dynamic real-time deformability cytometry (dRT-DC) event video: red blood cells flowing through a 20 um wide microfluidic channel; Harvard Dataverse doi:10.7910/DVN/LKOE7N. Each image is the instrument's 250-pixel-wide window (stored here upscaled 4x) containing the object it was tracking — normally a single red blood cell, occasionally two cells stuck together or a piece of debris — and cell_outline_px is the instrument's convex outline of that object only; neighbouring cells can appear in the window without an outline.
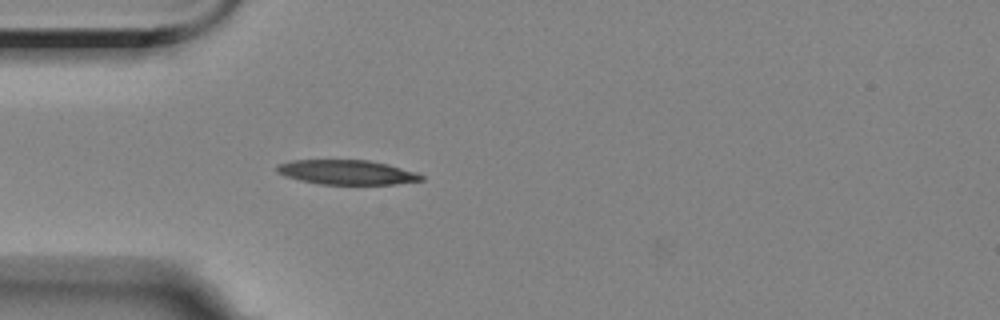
{"species": "Egyptian fruit bat (a non-hibernating species)", "species_latin": "Rousettus aegyptiacus", "temperature_condition": "room temperature", "stored_images_in_passage": 4, "camera_frame_rate_fps": 3000, "um_per_image_px": 0.085, "animal": {"sex": "female"}, "frame": {"image": 1, "passage_image": 4, "time_ms": 4.333, "image_size_px": [1000, 320], "cell_outline_px": [[424, 180], [396, 184], [320, 184], [300, 180], [284, 176], [276, 172], [276, 164], [292, 160], [368, 160], [388, 164], [416, 172], [424, 176]], "centroid_in_image_um": [29.46, 14.64], "position_along_channel_um": 55.5, "area_um2": 20.75}}